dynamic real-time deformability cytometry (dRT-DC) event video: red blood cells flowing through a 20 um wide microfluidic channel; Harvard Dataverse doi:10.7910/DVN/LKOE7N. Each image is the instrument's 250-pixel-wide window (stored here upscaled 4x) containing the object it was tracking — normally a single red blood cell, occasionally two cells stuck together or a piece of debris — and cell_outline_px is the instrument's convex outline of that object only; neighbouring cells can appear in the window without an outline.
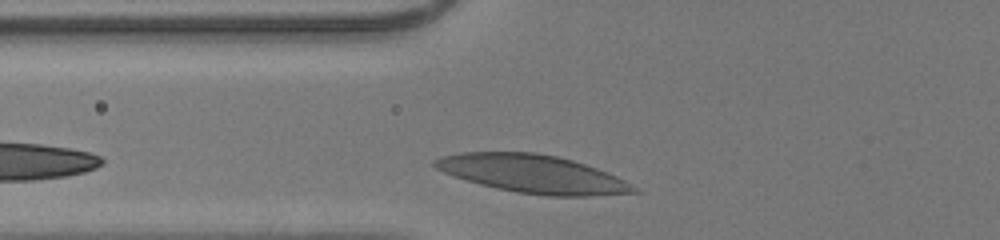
{"species": "human", "species_latin": "Homo sapiens", "temperature_condition": "room temperature", "stored_images_in_passage": 25, "camera_frame_rate_fps": 3000, "um_per_image_px": 0.085, "donor": {"sex": "male"}, "frame": {"image": 1, "passage_image": 2, "time_ms": 0.333, "image_size_px": [1000, 240], "cell_outline_px": [[644, 192], [592, 196], [548, 196], [516, 192], [496, 188], [480, 184], [444, 172], [436, 168], [432, 164], [432, 160], [444, 156], [460, 152], [536, 152], [556, 156], [572, 160], [596, 168], [616, 176], [624, 180]], "centroid_in_image_um": [45.31, 14.79], "position_along_channel_um": 80.5, "area_um2": 43.99}}
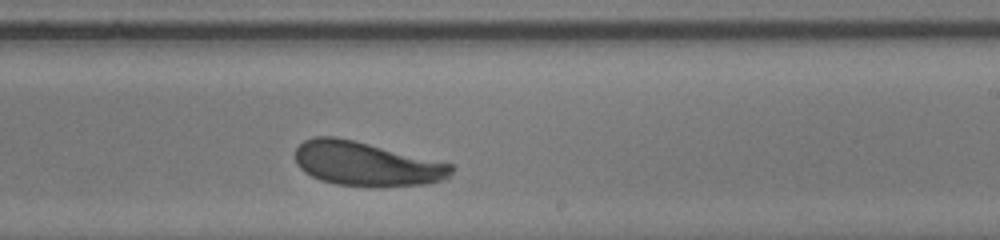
{"frame": {"image": 2, "passage_image": 15, "time_ms": 4.667, "image_size_px": [1000, 240], "cell_outline_px": [[452, 172], [444, 180], [424, 184], [380, 188], [368, 188], [336, 184], [320, 180], [304, 172], [296, 164], [296, 148], [304, 140], [316, 136], [336, 136], [452, 164]], "centroid_in_image_um": [31.11, 13.95], "position_along_channel_um": 257.9, "area_um2": 40.34}}
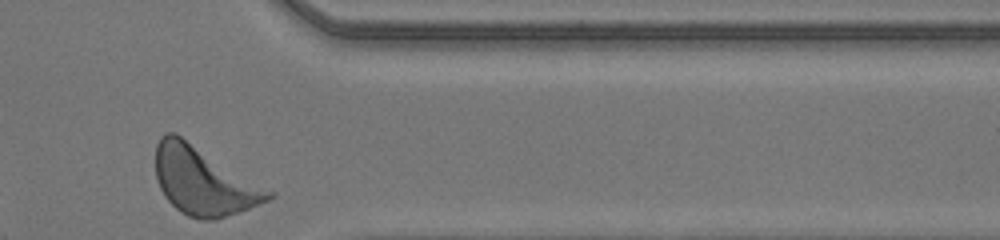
{"frame": {"image": 3, "passage_image": 25, "time_ms": 8.0, "image_size_px": [1000, 240], "cell_outline_px": [[276, 196], [268, 200], [248, 208], [216, 220], [200, 220], [188, 216], [180, 212], [164, 196], [156, 180], [156, 144], [160, 136], [164, 132], [176, 132], [276, 192]], "centroid_in_image_um": [17.31, 15.36], "position_along_channel_um": 394.1, "area_um2": 45.14}, "authors_computed_cell_mechanics": {"area_um2": 40.3444, "velocity_mm_per_s": 4.1691, "shape_relaxation_time_tau1_ms": 2.7836, "shape_relaxation_time_tau2_ms": 2.3937, "deformation_change_tau1": 0.1411, "deformation_change_tau2": 0.0914}}